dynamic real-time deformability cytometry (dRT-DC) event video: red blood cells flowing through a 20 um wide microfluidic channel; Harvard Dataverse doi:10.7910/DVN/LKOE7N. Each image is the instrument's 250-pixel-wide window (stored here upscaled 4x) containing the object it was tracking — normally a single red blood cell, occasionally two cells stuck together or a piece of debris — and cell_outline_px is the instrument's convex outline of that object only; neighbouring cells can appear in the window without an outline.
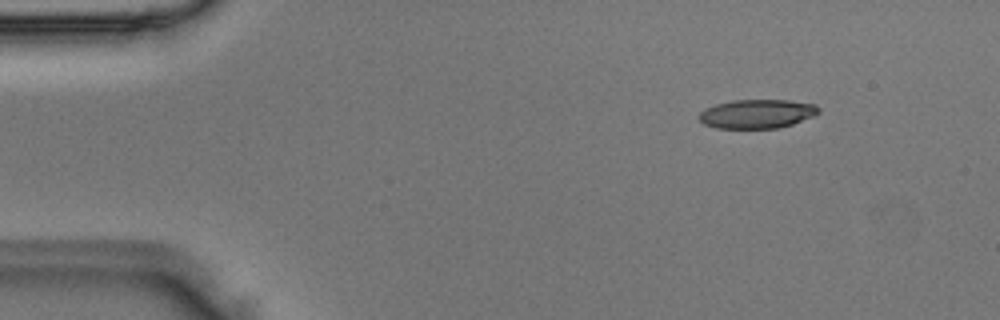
{"species": "Egyptian fruit bat (a non-hibernating species)", "species_latin": "Rousettus aegyptiacus", "temperature_condition": "room temperature", "stored_images_in_passage": 5, "camera_frame_rate_fps": 3000, "um_per_image_px": 0.085, "animal": {"sex": "male"}, "frame": {"image": 1, "passage_image": 1, "time_ms": 0.0, "image_size_px": [1000, 320], "cell_outline_px": [[820, 112], [812, 116], [792, 124], [780, 128], [716, 128], [704, 124], [696, 116], [704, 108], [716, 104], [732, 100], [788, 100], [816, 104], [820, 108]], "centroid_in_image_um": [64.32, 9.67], "position_along_channel_um": 20.7, "area_um2": 20.29}}
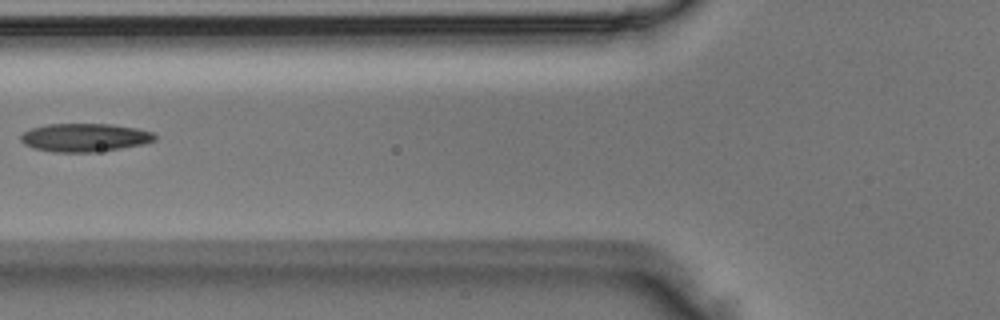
{"frame": {"image": 2, "passage_image": 4, "time_ms": 1.0, "image_size_px": [1000, 320], "cell_outline_px": [[156, 140], [144, 144], [96, 152], [52, 152], [32, 148], [24, 144], [20, 140], [20, 136], [24, 132], [32, 128], [48, 124], [108, 124], [136, 128], [152, 132], [156, 136]], "centroid_in_image_um": [7.18, 11.7], "position_along_channel_um": 118.6, "area_um2": 22.08}}
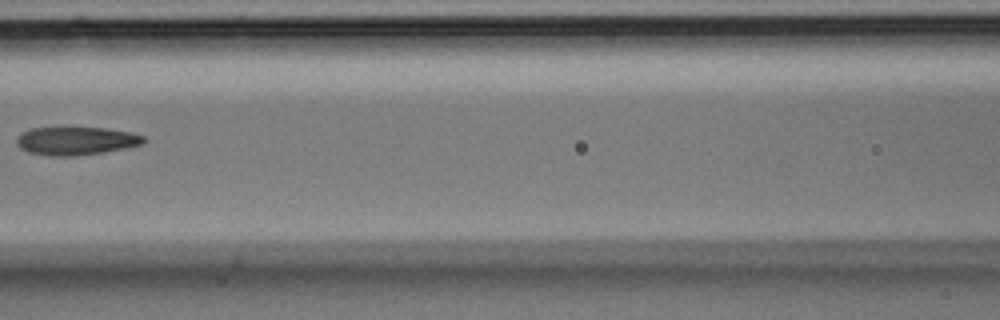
{"frame": {"image": 3, "passage_image": 5, "time_ms": 1.333, "image_size_px": [1000, 320], "cell_outline_px": [[144, 144], [104, 152], [72, 156], [48, 156], [28, 152], [20, 148], [16, 144], [16, 136], [32, 128], [104, 128], [128, 132], [144, 136]], "centroid_in_image_um": [6.43, 11.98], "position_along_channel_um": 160.2, "area_um2": 20.69}}